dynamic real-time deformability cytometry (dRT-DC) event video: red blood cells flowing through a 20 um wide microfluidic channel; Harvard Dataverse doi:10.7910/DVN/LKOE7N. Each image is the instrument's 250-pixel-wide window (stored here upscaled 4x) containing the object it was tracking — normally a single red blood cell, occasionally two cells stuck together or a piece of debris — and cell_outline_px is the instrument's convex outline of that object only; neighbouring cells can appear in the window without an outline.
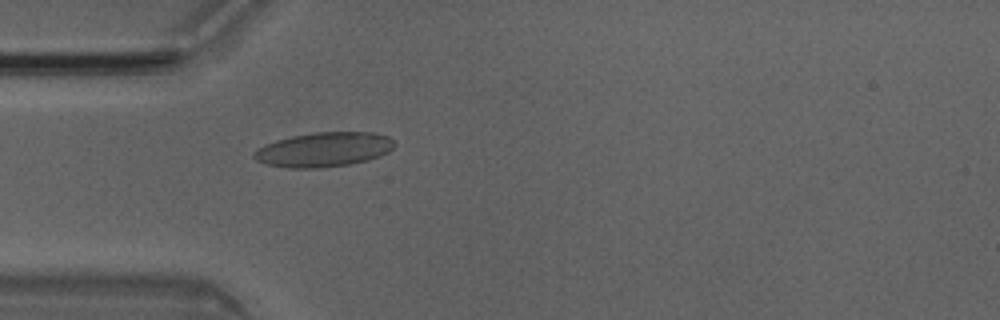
{"species": "Egyptian fruit bat (a non-hibernating species)", "species_latin": "Rousettus aegyptiacus", "temperature_condition": "room temperature", "stored_images_in_passage": 4, "camera_frame_rate_fps": 3000, "um_per_image_px": 0.085, "animal": {"sex": "male"}, "frame": {"image": 1, "passage_image": 4, "time_ms": 1.0, "image_size_px": [1000, 320], "cell_outline_px": [[396, 144], [388, 152], [380, 156], [368, 160], [348, 164], [316, 168], [288, 168], [264, 164], [256, 160], [252, 156], [252, 152], [256, 148], [264, 144], [276, 140], [292, 136], [316, 132], [372, 132], [388, 136]], "centroid_in_image_um": [27.48, 12.71], "position_along_channel_um": 57.5, "area_um2": 28.38}}